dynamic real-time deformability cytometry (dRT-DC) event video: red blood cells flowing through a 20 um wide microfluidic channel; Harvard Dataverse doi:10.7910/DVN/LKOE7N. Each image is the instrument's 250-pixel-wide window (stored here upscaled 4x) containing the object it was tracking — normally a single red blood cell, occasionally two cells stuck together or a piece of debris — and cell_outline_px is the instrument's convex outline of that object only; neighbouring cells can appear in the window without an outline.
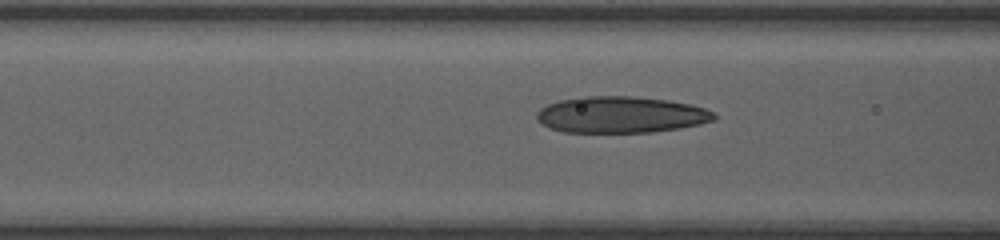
{"species": "human", "species_latin": "Homo sapiens", "temperature_condition": "room temperature", "stored_images_in_passage": 31, "camera_frame_rate_fps": 3000, "um_per_image_px": 0.085, "donor": {"sex": "female"}, "frame": {"image": 1, "passage_image": 9, "time_ms": 2.667, "image_size_px": [1000, 240], "cell_outline_px": [[716, 120], [700, 124], [680, 128], [652, 132], [564, 132], [548, 128], [536, 116], [536, 112], [540, 108], [548, 104], [560, 100], [584, 96], [632, 96], [668, 100], [688, 104], [704, 108], [716, 112]], "centroid_in_image_um": [52.8, 9.75], "position_along_channel_um": 113.8, "area_um2": 37.69}}
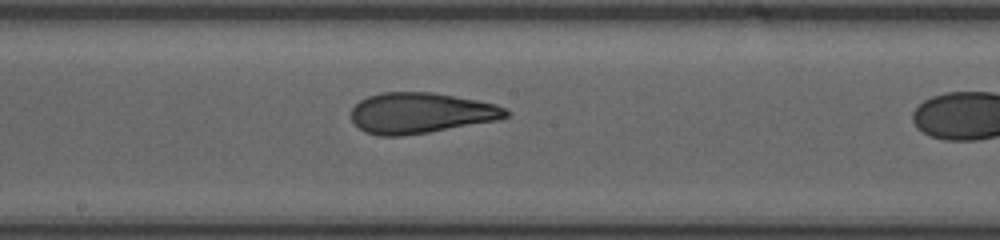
{"frame": {"image": 2, "passage_image": 16, "time_ms": 5.0, "image_size_px": [1000, 240], "cell_outline_px": [[512, 112], [508, 116], [496, 120], [428, 132], [400, 136], [380, 136], [364, 132], [352, 120], [352, 108], [360, 100], [368, 96], [384, 92], [432, 92], [476, 100], [496, 104]], "centroid_in_image_um": [35.75, 9.6], "position_along_channel_um": 212.4, "area_um2": 36.41}}
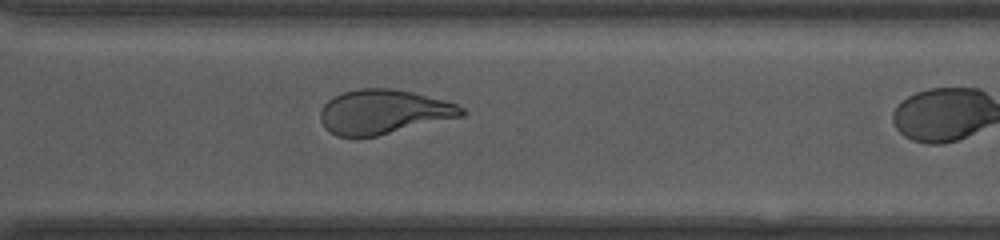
{"frame": {"image": 3, "passage_image": 25, "time_ms": 8.0, "image_size_px": [1000, 240], "cell_outline_px": [[464, 116], [376, 136], [356, 140], [336, 136], [320, 120], [320, 112], [324, 104], [332, 96], [344, 92], [360, 88], [392, 88], [412, 92], [444, 100], [456, 104], [464, 108]], "centroid_in_image_um": [32.57, 9.53], "position_along_channel_um": 338.0, "area_um2": 36.82}}